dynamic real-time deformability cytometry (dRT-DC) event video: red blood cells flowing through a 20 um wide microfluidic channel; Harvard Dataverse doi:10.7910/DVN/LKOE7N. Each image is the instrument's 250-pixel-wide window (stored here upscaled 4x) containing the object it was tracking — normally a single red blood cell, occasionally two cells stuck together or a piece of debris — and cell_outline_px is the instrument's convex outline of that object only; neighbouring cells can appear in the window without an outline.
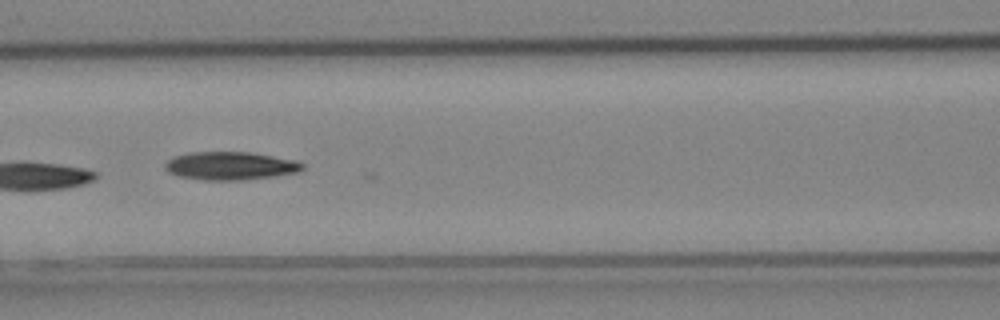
{"species": "Egyptian fruit bat (a non-hibernating species)", "species_latin": "Rousettus aegyptiacus", "temperature_condition": "cold", "stored_images_in_passage": 9, "camera_frame_rate_fps": 3000, "um_per_image_px": 0.085, "animal": {"sex": "female"}, "frame": {"image": 1, "passage_image": 6, "time_ms": 1.667, "image_size_px": [1000, 320], "cell_outline_px": [[304, 168], [296, 172], [276, 176], [244, 180], [204, 180], [180, 176], [168, 172], [164, 168], [164, 164], [172, 156], [192, 152], [248, 152], [296, 160], [304, 164]], "centroid_in_image_um": [19.56, 14.09], "position_along_channel_um": 147.0, "area_um2": 22.54}}